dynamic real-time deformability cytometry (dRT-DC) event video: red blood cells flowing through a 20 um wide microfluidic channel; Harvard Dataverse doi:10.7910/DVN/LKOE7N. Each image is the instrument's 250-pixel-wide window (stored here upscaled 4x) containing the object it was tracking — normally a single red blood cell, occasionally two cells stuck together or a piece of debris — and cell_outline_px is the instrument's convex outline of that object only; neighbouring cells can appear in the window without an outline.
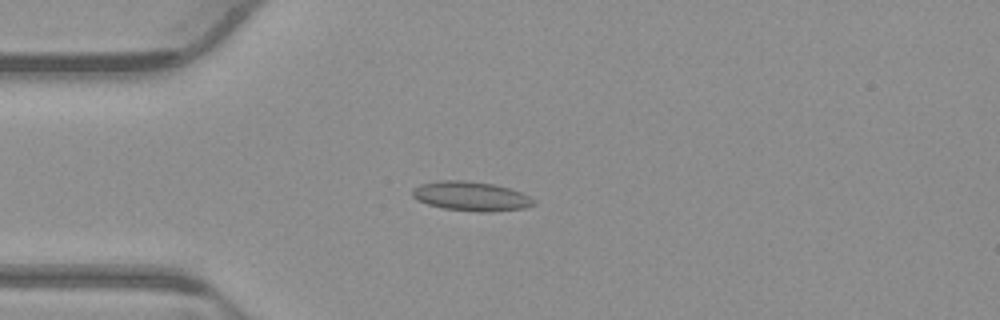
{"species": "common noctule bat (a hibernating species)", "species_latin": "Nyctalus noctula", "temperature_condition": "warm", "stored_images_in_passage": 54, "camera_frame_rate_fps": 3000, "um_per_image_px": 0.085, "animal": {"sex": "male", "body_mass_g": 23.1, "forearm_length_mm": 52.7}, "frame": {"image": 1, "passage_image": 14, "time_ms": 4.333, "image_size_px": [1000, 320], "cell_outline_px": [[536, 204], [524, 208], [492, 212], [480, 212], [444, 208], [428, 204], [416, 200], [412, 196], [412, 188], [420, 184], [440, 180], [468, 180], [492, 184], [508, 188], [520, 192], [536, 200]], "centroid_in_image_um": [40.02, 16.67], "position_along_channel_um": 45.0, "area_um2": 20.81}}
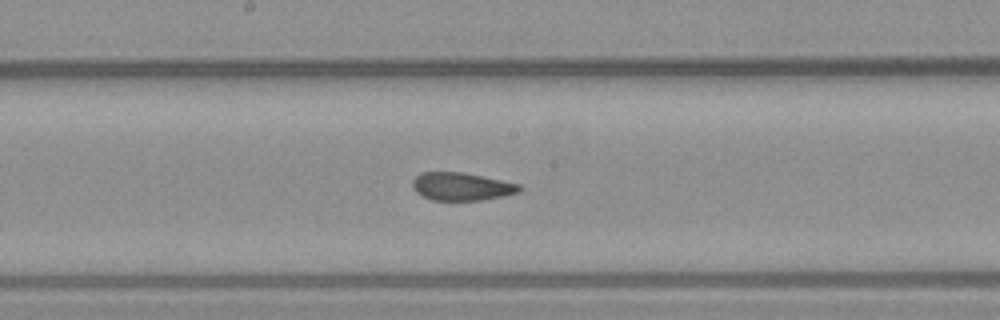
{"frame": {"image": 2, "passage_image": 28, "time_ms": 9.0, "image_size_px": [1000, 320], "cell_outline_px": [[524, 188], [520, 192], [504, 196], [480, 200], [432, 200], [416, 192], [412, 188], [412, 180], [420, 172], [464, 172], [520, 184]], "centroid_in_image_um": [39.25, 15.85], "position_along_channel_um": 209.0, "area_um2": 17.51}}
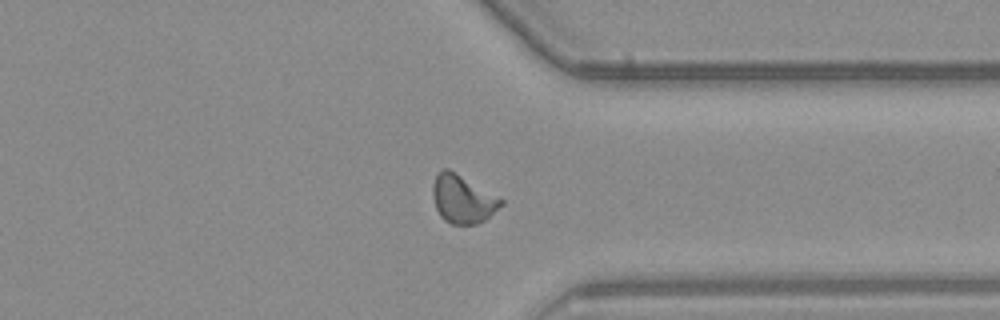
{"frame": {"image": 3, "passage_image": 41, "time_ms": 13.333, "image_size_px": [1000, 320], "cell_outline_px": [[504, 204], [484, 220], [476, 224], [452, 224], [444, 220], [440, 216], [436, 208], [432, 196], [432, 184], [436, 176], [444, 168], [448, 168], [504, 200]], "centroid_in_image_um": [39.31, 16.93], "position_along_channel_um": 372.1, "area_um2": 18.96}, "authors_computed_cell_mechanics": {"area_um2": 18.496, "velocity_mm_per_s": 3.8337, "shape_relaxation_time_tau1_ms": null, "shape_relaxation_time_tau2_ms": 1.5804, "deformation_change_tau1": null, "deformation_change_tau2": 0.0646}}